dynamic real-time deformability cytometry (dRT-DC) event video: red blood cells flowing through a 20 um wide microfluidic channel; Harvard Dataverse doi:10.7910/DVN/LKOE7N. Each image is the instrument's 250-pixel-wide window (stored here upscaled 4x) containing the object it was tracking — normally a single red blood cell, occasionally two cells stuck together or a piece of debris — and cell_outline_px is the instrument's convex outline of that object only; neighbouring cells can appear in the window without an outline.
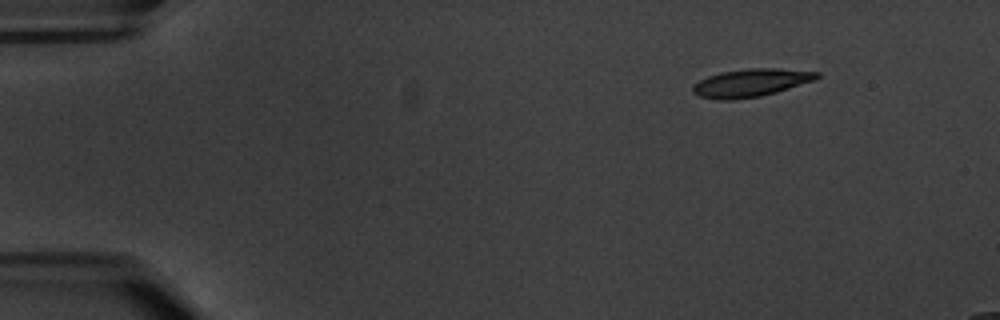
{"species": "common noctule bat (a hibernating species)", "species_latin": "Nyctalus noctula", "temperature_condition": "warm", "stored_images_in_passage": 6, "segment_of_instrument_passage": [2, 2], "camera_frame_rate_fps": 3000, "um_per_image_px": 0.085, "animal": {"sex": "male", "body_mass_g": 20.1, "forearm_length_mm": 53.5}, "frame": {"image": 1, "passage_image": 6, "time_ms": 6.667, "image_size_px": [1000, 320], "cell_outline_px": [[820, 76], [816, 80], [776, 92], [760, 96], [732, 100], [716, 100], [700, 96], [692, 92], [692, 88], [700, 80], [708, 76], [720, 72], [748, 68], [776, 68], [820, 72]], "centroid_in_image_um": [63.84, 7.03], "position_along_channel_um": 21.2, "area_um2": 20.17}}